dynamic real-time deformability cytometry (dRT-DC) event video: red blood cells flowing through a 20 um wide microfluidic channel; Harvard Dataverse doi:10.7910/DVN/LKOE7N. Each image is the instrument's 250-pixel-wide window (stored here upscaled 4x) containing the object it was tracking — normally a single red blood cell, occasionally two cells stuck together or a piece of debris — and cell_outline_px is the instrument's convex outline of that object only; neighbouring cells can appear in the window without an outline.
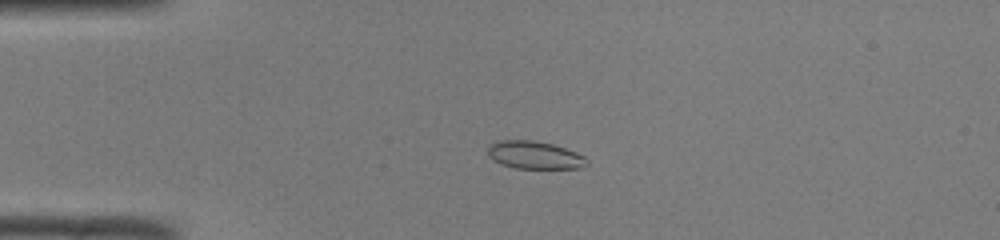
{"species": "common noctule bat (a hibernating species)", "species_latin": "Nyctalus noctula", "temperature_condition": "room temperature", "stored_images_in_passage": 39, "camera_frame_rate_fps": 3000, "um_per_image_px": 0.085, "animal": {"sex": "male", "body_mass_g": 19.0, "forearm_length_mm": 50.8}, "frame": {"image": 1, "passage_image": 1, "time_ms": 0.0, "image_size_px": [1000, 240], "cell_outline_px": [[588, 164], [580, 168], [516, 168], [500, 164], [492, 160], [488, 156], [488, 144], [496, 140], [532, 140], [552, 144], [576, 152], [584, 156], [588, 160]], "centroid_in_image_um": [45.39, 13.17], "position_along_channel_um": 39.6, "area_um2": 16.13}}
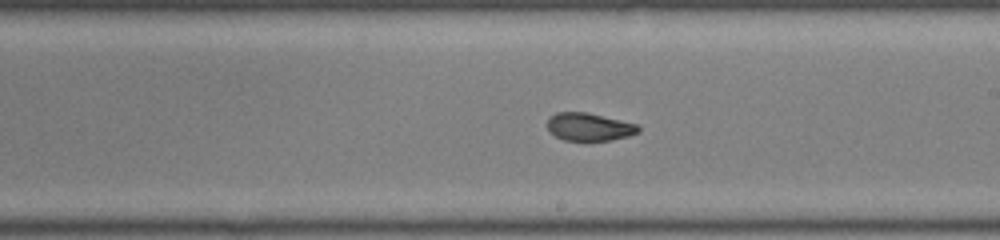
{"frame": {"image": 2, "passage_image": 18, "time_ms": 5.667, "image_size_px": [1000, 240], "cell_outline_px": [[640, 132], [628, 136], [612, 140], [564, 140], [556, 136], [548, 128], [548, 120], [556, 112], [588, 112], [636, 124], [640, 128]], "centroid_in_image_um": [50.11, 10.78], "position_along_channel_um": 238.9, "area_um2": 14.57}}
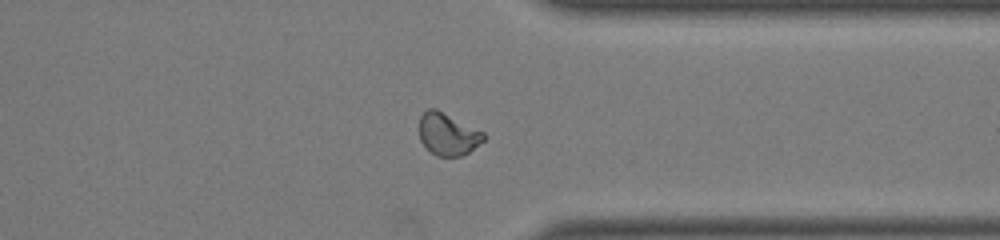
{"frame": {"image": 3, "passage_image": 28, "time_ms": 9.0, "image_size_px": [1000, 240], "cell_outline_px": [[484, 140], [468, 152], [460, 156], [436, 156], [420, 140], [420, 116], [428, 108], [436, 108], [484, 132]], "centroid_in_image_um": [38.06, 11.39], "position_along_channel_um": 373.3, "area_um2": 15.61}, "authors_computed_cell_mechanics": {"area_um2": 15.9528, "velocity_mm_per_s": 4.0791, "shape_relaxation_time_tau1_ms": null, "shape_relaxation_time_tau2_ms": 1.1306, "deformation_change_tau1": null, "deformation_change_tau2": 0.0519}}